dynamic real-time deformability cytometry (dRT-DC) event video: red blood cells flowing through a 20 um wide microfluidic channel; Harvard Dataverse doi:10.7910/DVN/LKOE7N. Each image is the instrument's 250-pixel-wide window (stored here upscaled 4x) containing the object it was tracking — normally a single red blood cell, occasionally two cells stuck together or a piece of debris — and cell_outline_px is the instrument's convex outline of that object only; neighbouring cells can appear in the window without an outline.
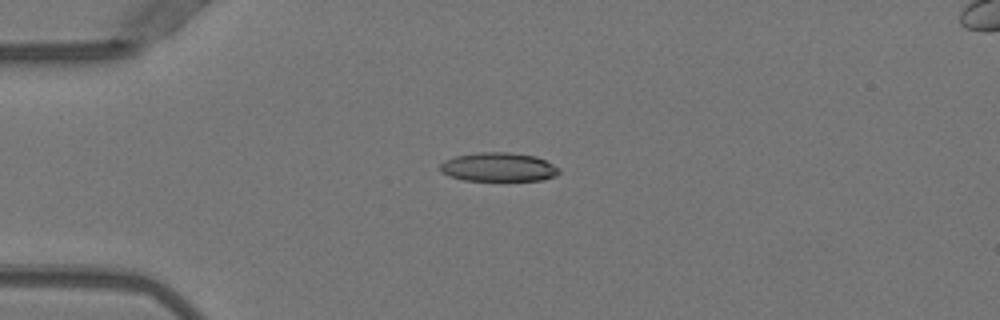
{"species": "Egyptian fruit bat (a non-hibernating species)", "species_latin": "Rousettus aegyptiacus", "temperature_condition": "warm", "stored_images_in_passage": 5, "camera_frame_rate_fps": 3000, "um_per_image_px": 0.085, "animal": {"sex": "female"}, "frame": {"image": 1, "passage_image": 5, "time_ms": 1.333, "image_size_px": [1000, 320], "cell_outline_px": [[560, 172], [556, 176], [544, 180], [464, 180], [448, 176], [440, 172], [440, 164], [444, 160], [456, 156], [480, 152], [508, 152], [536, 156], [560, 168]], "centroid_in_image_um": [42.37, 14.2], "position_along_channel_um": 42.6, "area_um2": 20.06}}